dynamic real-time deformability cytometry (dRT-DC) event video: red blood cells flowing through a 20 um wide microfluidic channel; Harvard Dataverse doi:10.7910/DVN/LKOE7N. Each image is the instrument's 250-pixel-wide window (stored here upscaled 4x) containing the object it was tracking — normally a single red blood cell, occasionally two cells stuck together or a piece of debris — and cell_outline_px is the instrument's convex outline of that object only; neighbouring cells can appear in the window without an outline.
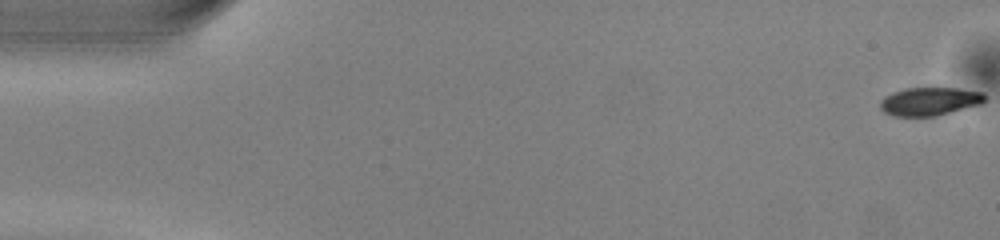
{"species": "common noctule bat (a hibernating species)", "species_latin": "Nyctalus noctula", "temperature_condition": "warm", "stored_images_in_passage": 52, "camera_frame_rate_fps": 3000, "um_per_image_px": 0.085, "animal": {"sex": "male", "body_mass_g": 13.0, "forearm_length_mm": 53.1}, "frame": {"image": 1, "passage_image": 1, "time_ms": 0.0, "image_size_px": [1000, 240], "cell_outline_px": [[984, 100], [980, 104], [936, 116], [892, 116], [884, 112], [880, 108], [880, 100], [884, 96], [892, 92], [908, 88], [956, 88], [984, 92]], "centroid_in_image_um": [78.98, 8.62], "position_along_channel_um": 6.0, "area_um2": 17.17}}
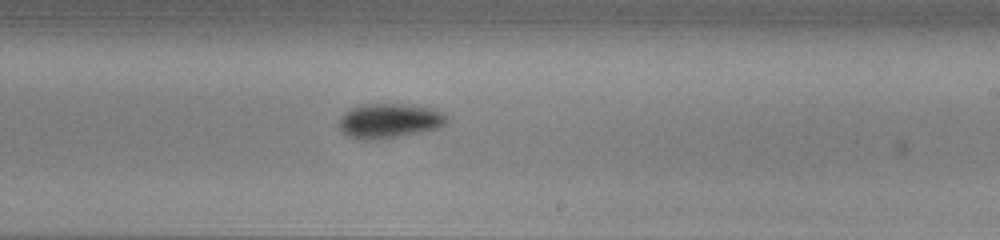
{"frame": {"image": 2, "passage_image": 31, "time_ms": 10.0, "image_size_px": [1000, 240], "cell_outline_px": [[448, 120], [444, 124], [436, 128], [420, 132], [384, 140], [360, 140], [348, 136], [340, 128], [340, 116], [352, 108], [364, 104], [404, 104], [432, 108], [444, 112], [448, 116]], "centroid_in_image_um": [33.11, 10.28], "position_along_channel_um": 255.9, "area_um2": 21.85}}
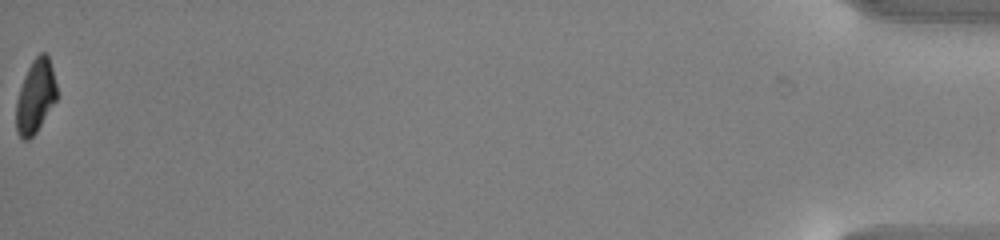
{"frame": {"image": 3, "passage_image": 52, "time_ms": 17.0, "image_size_px": [1000, 240], "cell_outline_px": [[56, 100], [36, 132], [28, 140], [24, 140], [16, 132], [16, 100], [24, 76], [32, 60], [40, 52], [48, 52], [56, 84]], "centroid_in_image_um": [3.0, 8.17], "position_along_channel_um": 432.2, "area_um2": 17.34}, "authors_computed_cell_mechanics": {"area_um2": 19.3919, "velocity_mm_per_s": 4.0235, "shape_relaxation_time_tau1_ms": 1.687, "shape_relaxation_time_tau2_ms": null, "deformation_change_tau1": 0.1101, "deformation_change_tau2": null}}